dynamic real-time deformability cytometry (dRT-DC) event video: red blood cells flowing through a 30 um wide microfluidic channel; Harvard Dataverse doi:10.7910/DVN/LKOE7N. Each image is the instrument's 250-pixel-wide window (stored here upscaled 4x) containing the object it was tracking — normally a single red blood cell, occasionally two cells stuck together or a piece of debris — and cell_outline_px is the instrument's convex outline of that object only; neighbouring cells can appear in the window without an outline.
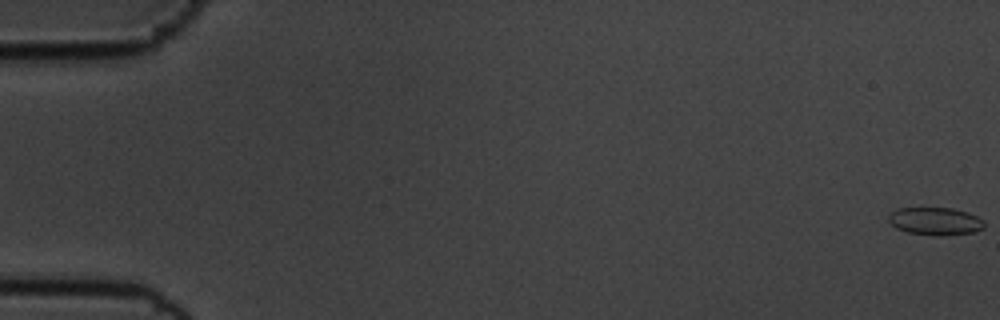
{"species": "common noctule bat (a hibernating species)", "species_latin": "Nyctalus noctula", "temperature_condition": "cold", "stored_images_in_passage": 57, "camera_frame_rate_fps": 3000, "um_per_image_px": 0.085, "animal": {"sex": "male", "body_mass_g": 19.5, "forearm_length_mm": 54.6}, "frame": {"image": 1, "passage_image": 1, "time_ms": 0.0, "image_size_px": [1000, 320], "cell_outline_px": [[984, 228], [976, 232], [940, 236], [908, 232], [896, 228], [888, 220], [888, 216], [896, 208], [952, 208], [968, 212], [984, 220]], "centroid_in_image_um": [79.52, 18.8], "position_along_channel_um": 5.5, "area_um2": 15.49}}
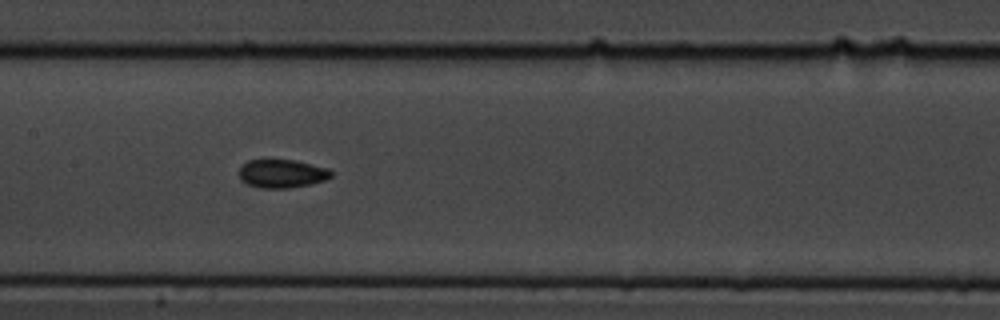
{"frame": {"image": 2, "passage_image": 29, "time_ms": 9.333, "image_size_px": [1000, 320], "cell_outline_px": [[332, 176], [324, 180], [312, 184], [288, 188], [260, 188], [248, 184], [240, 180], [240, 168], [248, 160], [264, 156], [296, 160], [328, 168], [332, 172]], "centroid_in_image_um": [23.93, 14.7], "position_along_channel_um": 183.5, "area_um2": 15.9}}
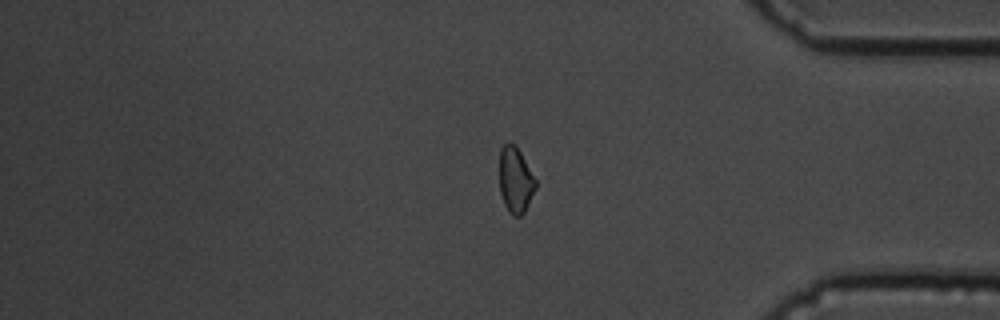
{"frame": {"image": 3, "passage_image": 48, "time_ms": 15.667, "image_size_px": [1000, 320], "cell_outline_px": [[536, 188], [524, 212], [520, 216], [512, 216], [508, 212], [504, 204], [500, 192], [500, 148], [508, 140], [516, 144], [536, 180]], "centroid_in_image_um": [43.8, 15.28], "position_along_channel_um": 391.4, "area_um2": 13.99}, "authors_computed_cell_mechanics": {"area_um2": 15.2014, "velocity_mm_per_s": 3.5947, "shape_relaxation_time_tau1_ms": 2.152, "shape_relaxation_time_tau2_ms": 4.5021, "deformation_change_tau1": 0.0649, "deformation_change_tau2": 0.0971}}